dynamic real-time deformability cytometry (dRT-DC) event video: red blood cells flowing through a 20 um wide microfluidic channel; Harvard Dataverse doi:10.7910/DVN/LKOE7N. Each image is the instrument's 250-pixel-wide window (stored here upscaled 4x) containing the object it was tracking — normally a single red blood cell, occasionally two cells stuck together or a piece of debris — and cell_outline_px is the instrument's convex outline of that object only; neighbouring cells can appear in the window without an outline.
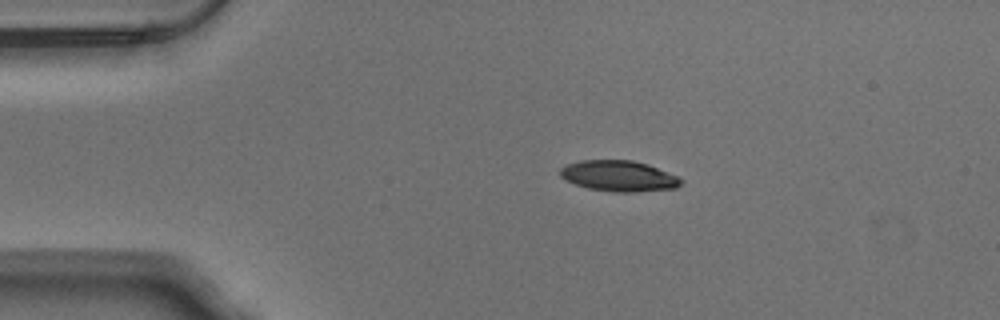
{"species": "Egyptian fruit bat (a non-hibernating species)", "species_latin": "Rousettus aegyptiacus", "temperature_condition": "warm", "stored_images_in_passage": 43, "camera_frame_rate_fps": 3000, "um_per_image_px": 0.085, "animal": {"sex": "male"}, "frame": {"image": 1, "passage_image": 1, "time_ms": 0.0, "image_size_px": [1000, 320], "cell_outline_px": [[684, 180], [676, 188], [636, 192], [616, 192], [588, 188], [576, 184], [560, 176], [560, 168], [568, 164], [580, 160], [632, 160], [648, 164], [676, 176]], "centroid_in_image_um": [52.61, 14.95], "position_along_channel_um": 32.4, "area_um2": 21.5}}
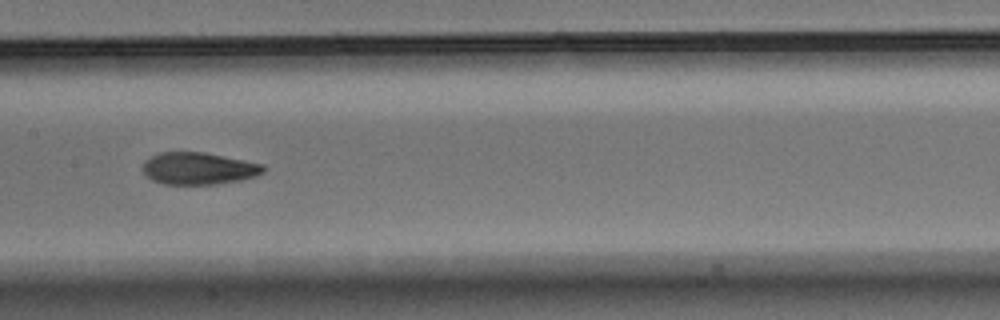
{"frame": {"image": 2, "passage_image": 17, "time_ms": 5.333, "image_size_px": [1000, 320], "cell_outline_px": [[264, 172], [256, 176], [240, 180], [216, 184], [164, 184], [152, 180], [140, 168], [144, 160], [160, 152], [204, 152], [264, 164]], "centroid_in_image_um": [16.86, 14.31], "position_along_channel_um": 190.5, "area_um2": 22.6}}
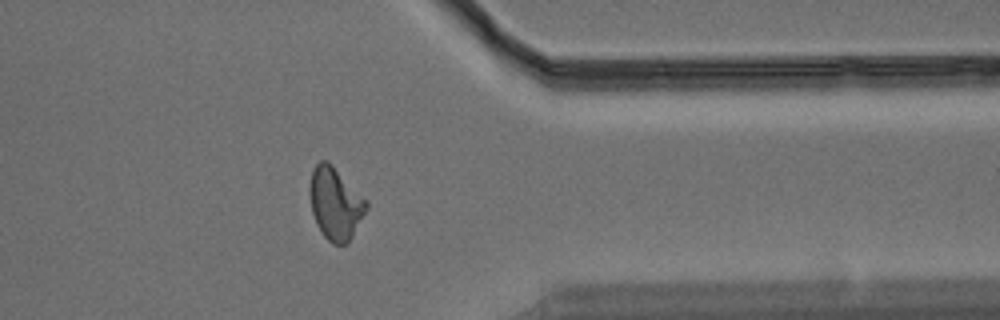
{"frame": {"image": 3, "passage_image": 33, "time_ms": 10.667, "image_size_px": [1000, 320], "cell_outline_px": [[368, 208], [352, 236], [344, 244], [332, 244], [324, 236], [316, 224], [312, 212], [308, 192], [308, 184], [312, 168], [320, 160], [328, 160], [368, 200]], "centroid_in_image_um": [28.48, 17.25], "position_along_channel_um": 382.9, "area_um2": 24.16}, "authors_computed_cell_mechanics": {"area_um2": 22.8888, "velocity_mm_per_s": 3.8021, "shape_relaxation_time_tau1_ms": 4.1915, "shape_relaxation_time_tau2_ms": 2.3327, "deformation_change_tau1": 0.1702, "deformation_change_tau2": 0.0919}}